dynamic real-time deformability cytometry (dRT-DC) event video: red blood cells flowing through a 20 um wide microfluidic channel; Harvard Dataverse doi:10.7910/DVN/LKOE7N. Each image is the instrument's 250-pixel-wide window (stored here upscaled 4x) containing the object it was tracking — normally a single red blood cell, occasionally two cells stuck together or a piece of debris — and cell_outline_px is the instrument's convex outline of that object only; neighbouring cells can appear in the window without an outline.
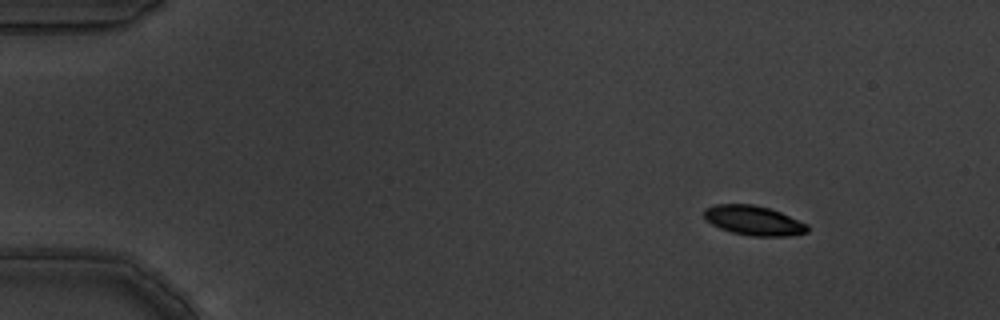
{"species": "common noctule bat (a hibernating species)", "species_latin": "Nyctalus noctula", "temperature_condition": "warm", "stored_images_in_passage": 5, "camera_frame_rate_fps": 3000, "um_per_image_px": 0.085, "animal": {"sex": "male", "body_mass_g": 19.5, "forearm_length_mm": 54.6}, "frame": {"image": 1, "passage_image": 3, "time_ms": 0.667, "image_size_px": [1000, 320], "cell_outline_px": [[808, 232], [788, 236], [752, 236], [732, 232], [720, 228], [704, 220], [704, 208], [716, 204], [752, 204], [768, 208], [780, 212], [808, 224]], "centroid_in_image_um": [64.04, 18.74], "position_along_channel_um": 21.0, "area_um2": 17.8}}
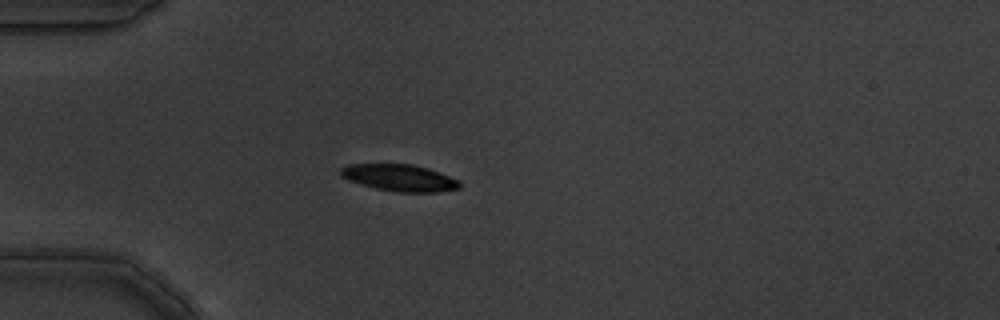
{"frame": {"image": 2, "passage_image": 5, "time_ms": 1.333, "image_size_px": [1000, 320], "cell_outline_px": [[460, 188], [436, 192], [396, 192], [376, 188], [348, 180], [340, 176], [340, 168], [348, 164], [412, 164], [428, 168], [460, 180]], "centroid_in_image_um": [33.95, 15.1], "position_along_channel_um": 51.0, "area_um2": 18.55}}